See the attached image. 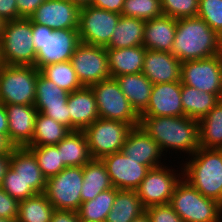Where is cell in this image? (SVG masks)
Returning a JSON list of instances; mask_svg holds the SVG:
<instances>
[{
    "instance_id": "cell-19",
    "label": "cell",
    "mask_w": 222,
    "mask_h": 222,
    "mask_svg": "<svg viewBox=\"0 0 222 222\" xmlns=\"http://www.w3.org/2000/svg\"><path fill=\"white\" fill-rule=\"evenodd\" d=\"M8 119V139L14 147H27L35 130L38 114L33 105H5Z\"/></svg>"
},
{
    "instance_id": "cell-14",
    "label": "cell",
    "mask_w": 222,
    "mask_h": 222,
    "mask_svg": "<svg viewBox=\"0 0 222 222\" xmlns=\"http://www.w3.org/2000/svg\"><path fill=\"white\" fill-rule=\"evenodd\" d=\"M70 62L82 86L90 87L111 77L105 47L80 43Z\"/></svg>"
},
{
    "instance_id": "cell-37",
    "label": "cell",
    "mask_w": 222,
    "mask_h": 222,
    "mask_svg": "<svg viewBox=\"0 0 222 222\" xmlns=\"http://www.w3.org/2000/svg\"><path fill=\"white\" fill-rule=\"evenodd\" d=\"M35 155L44 177L49 179L66 166L61 162V156L56 145L53 146H27Z\"/></svg>"
},
{
    "instance_id": "cell-28",
    "label": "cell",
    "mask_w": 222,
    "mask_h": 222,
    "mask_svg": "<svg viewBox=\"0 0 222 222\" xmlns=\"http://www.w3.org/2000/svg\"><path fill=\"white\" fill-rule=\"evenodd\" d=\"M112 187L102 159H91L83 166L82 202L93 200L99 193Z\"/></svg>"
},
{
    "instance_id": "cell-50",
    "label": "cell",
    "mask_w": 222,
    "mask_h": 222,
    "mask_svg": "<svg viewBox=\"0 0 222 222\" xmlns=\"http://www.w3.org/2000/svg\"><path fill=\"white\" fill-rule=\"evenodd\" d=\"M13 148L14 146L10 143L9 139L5 135L0 134V154L12 152Z\"/></svg>"
},
{
    "instance_id": "cell-2",
    "label": "cell",
    "mask_w": 222,
    "mask_h": 222,
    "mask_svg": "<svg viewBox=\"0 0 222 222\" xmlns=\"http://www.w3.org/2000/svg\"><path fill=\"white\" fill-rule=\"evenodd\" d=\"M171 53L181 63L210 58L222 53V37L198 16L180 18Z\"/></svg>"
},
{
    "instance_id": "cell-52",
    "label": "cell",
    "mask_w": 222,
    "mask_h": 222,
    "mask_svg": "<svg viewBox=\"0 0 222 222\" xmlns=\"http://www.w3.org/2000/svg\"><path fill=\"white\" fill-rule=\"evenodd\" d=\"M131 222H151L147 212H144L140 216L136 217Z\"/></svg>"
},
{
    "instance_id": "cell-49",
    "label": "cell",
    "mask_w": 222,
    "mask_h": 222,
    "mask_svg": "<svg viewBox=\"0 0 222 222\" xmlns=\"http://www.w3.org/2000/svg\"><path fill=\"white\" fill-rule=\"evenodd\" d=\"M0 134L8 138V119L5 110V105L0 103Z\"/></svg>"
},
{
    "instance_id": "cell-17",
    "label": "cell",
    "mask_w": 222,
    "mask_h": 222,
    "mask_svg": "<svg viewBox=\"0 0 222 222\" xmlns=\"http://www.w3.org/2000/svg\"><path fill=\"white\" fill-rule=\"evenodd\" d=\"M79 12L80 7L69 0H45L29 19L54 31L78 29Z\"/></svg>"
},
{
    "instance_id": "cell-54",
    "label": "cell",
    "mask_w": 222,
    "mask_h": 222,
    "mask_svg": "<svg viewBox=\"0 0 222 222\" xmlns=\"http://www.w3.org/2000/svg\"><path fill=\"white\" fill-rule=\"evenodd\" d=\"M4 23H5V21L0 17V36H1V33H2Z\"/></svg>"
},
{
    "instance_id": "cell-33",
    "label": "cell",
    "mask_w": 222,
    "mask_h": 222,
    "mask_svg": "<svg viewBox=\"0 0 222 222\" xmlns=\"http://www.w3.org/2000/svg\"><path fill=\"white\" fill-rule=\"evenodd\" d=\"M200 147L222 149V99L199 120Z\"/></svg>"
},
{
    "instance_id": "cell-12",
    "label": "cell",
    "mask_w": 222,
    "mask_h": 222,
    "mask_svg": "<svg viewBox=\"0 0 222 222\" xmlns=\"http://www.w3.org/2000/svg\"><path fill=\"white\" fill-rule=\"evenodd\" d=\"M121 14L94 6H84L79 12L78 34L81 43L106 47Z\"/></svg>"
},
{
    "instance_id": "cell-31",
    "label": "cell",
    "mask_w": 222,
    "mask_h": 222,
    "mask_svg": "<svg viewBox=\"0 0 222 222\" xmlns=\"http://www.w3.org/2000/svg\"><path fill=\"white\" fill-rule=\"evenodd\" d=\"M146 212L136 191L117 189L111 211L105 222H131Z\"/></svg>"
},
{
    "instance_id": "cell-21",
    "label": "cell",
    "mask_w": 222,
    "mask_h": 222,
    "mask_svg": "<svg viewBox=\"0 0 222 222\" xmlns=\"http://www.w3.org/2000/svg\"><path fill=\"white\" fill-rule=\"evenodd\" d=\"M142 73L153 85L181 81V62L170 52L146 49Z\"/></svg>"
},
{
    "instance_id": "cell-42",
    "label": "cell",
    "mask_w": 222,
    "mask_h": 222,
    "mask_svg": "<svg viewBox=\"0 0 222 222\" xmlns=\"http://www.w3.org/2000/svg\"><path fill=\"white\" fill-rule=\"evenodd\" d=\"M146 212L151 222H184L170 204L151 206Z\"/></svg>"
},
{
    "instance_id": "cell-39",
    "label": "cell",
    "mask_w": 222,
    "mask_h": 222,
    "mask_svg": "<svg viewBox=\"0 0 222 222\" xmlns=\"http://www.w3.org/2000/svg\"><path fill=\"white\" fill-rule=\"evenodd\" d=\"M1 188L19 202L37 195L11 167L6 172Z\"/></svg>"
},
{
    "instance_id": "cell-24",
    "label": "cell",
    "mask_w": 222,
    "mask_h": 222,
    "mask_svg": "<svg viewBox=\"0 0 222 222\" xmlns=\"http://www.w3.org/2000/svg\"><path fill=\"white\" fill-rule=\"evenodd\" d=\"M10 167L37 193H44L47 179L44 177L37 159L27 147L12 149Z\"/></svg>"
},
{
    "instance_id": "cell-1",
    "label": "cell",
    "mask_w": 222,
    "mask_h": 222,
    "mask_svg": "<svg viewBox=\"0 0 222 222\" xmlns=\"http://www.w3.org/2000/svg\"><path fill=\"white\" fill-rule=\"evenodd\" d=\"M139 126L159 144L165 155L172 149L171 155L174 151L190 157L200 148L199 121L196 119L187 116L140 117Z\"/></svg>"
},
{
    "instance_id": "cell-48",
    "label": "cell",
    "mask_w": 222,
    "mask_h": 222,
    "mask_svg": "<svg viewBox=\"0 0 222 222\" xmlns=\"http://www.w3.org/2000/svg\"><path fill=\"white\" fill-rule=\"evenodd\" d=\"M11 155L12 152L0 154V186L2 185L6 172L10 167Z\"/></svg>"
},
{
    "instance_id": "cell-41",
    "label": "cell",
    "mask_w": 222,
    "mask_h": 222,
    "mask_svg": "<svg viewBox=\"0 0 222 222\" xmlns=\"http://www.w3.org/2000/svg\"><path fill=\"white\" fill-rule=\"evenodd\" d=\"M197 16L222 37V0H199Z\"/></svg>"
},
{
    "instance_id": "cell-53",
    "label": "cell",
    "mask_w": 222,
    "mask_h": 222,
    "mask_svg": "<svg viewBox=\"0 0 222 222\" xmlns=\"http://www.w3.org/2000/svg\"><path fill=\"white\" fill-rule=\"evenodd\" d=\"M0 222H17V219H7L0 217Z\"/></svg>"
},
{
    "instance_id": "cell-29",
    "label": "cell",
    "mask_w": 222,
    "mask_h": 222,
    "mask_svg": "<svg viewBox=\"0 0 222 222\" xmlns=\"http://www.w3.org/2000/svg\"><path fill=\"white\" fill-rule=\"evenodd\" d=\"M145 21L121 15L105 48L121 49L143 45Z\"/></svg>"
},
{
    "instance_id": "cell-18",
    "label": "cell",
    "mask_w": 222,
    "mask_h": 222,
    "mask_svg": "<svg viewBox=\"0 0 222 222\" xmlns=\"http://www.w3.org/2000/svg\"><path fill=\"white\" fill-rule=\"evenodd\" d=\"M181 81L154 84L146 110L140 117L185 116L181 102Z\"/></svg>"
},
{
    "instance_id": "cell-27",
    "label": "cell",
    "mask_w": 222,
    "mask_h": 222,
    "mask_svg": "<svg viewBox=\"0 0 222 222\" xmlns=\"http://www.w3.org/2000/svg\"><path fill=\"white\" fill-rule=\"evenodd\" d=\"M56 146L61 156V162L66 167H83L92 159L83 130L71 131Z\"/></svg>"
},
{
    "instance_id": "cell-26",
    "label": "cell",
    "mask_w": 222,
    "mask_h": 222,
    "mask_svg": "<svg viewBox=\"0 0 222 222\" xmlns=\"http://www.w3.org/2000/svg\"><path fill=\"white\" fill-rule=\"evenodd\" d=\"M122 93L140 116L147 108L153 83L143 74H125L115 77Z\"/></svg>"
},
{
    "instance_id": "cell-45",
    "label": "cell",
    "mask_w": 222,
    "mask_h": 222,
    "mask_svg": "<svg viewBox=\"0 0 222 222\" xmlns=\"http://www.w3.org/2000/svg\"><path fill=\"white\" fill-rule=\"evenodd\" d=\"M45 0H16L19 18H30Z\"/></svg>"
},
{
    "instance_id": "cell-20",
    "label": "cell",
    "mask_w": 222,
    "mask_h": 222,
    "mask_svg": "<svg viewBox=\"0 0 222 222\" xmlns=\"http://www.w3.org/2000/svg\"><path fill=\"white\" fill-rule=\"evenodd\" d=\"M122 152L140 165L150 168L164 165L161 162L162 152L159 144L153 140L140 126L133 127L127 135Z\"/></svg>"
},
{
    "instance_id": "cell-6",
    "label": "cell",
    "mask_w": 222,
    "mask_h": 222,
    "mask_svg": "<svg viewBox=\"0 0 222 222\" xmlns=\"http://www.w3.org/2000/svg\"><path fill=\"white\" fill-rule=\"evenodd\" d=\"M169 204L184 222L222 221V204L203 196L183 178L176 184Z\"/></svg>"
},
{
    "instance_id": "cell-35",
    "label": "cell",
    "mask_w": 222,
    "mask_h": 222,
    "mask_svg": "<svg viewBox=\"0 0 222 222\" xmlns=\"http://www.w3.org/2000/svg\"><path fill=\"white\" fill-rule=\"evenodd\" d=\"M54 210L43 193L37 194L19 202L17 222H50Z\"/></svg>"
},
{
    "instance_id": "cell-38",
    "label": "cell",
    "mask_w": 222,
    "mask_h": 222,
    "mask_svg": "<svg viewBox=\"0 0 222 222\" xmlns=\"http://www.w3.org/2000/svg\"><path fill=\"white\" fill-rule=\"evenodd\" d=\"M121 15L144 21L163 15L161 0H124Z\"/></svg>"
},
{
    "instance_id": "cell-15",
    "label": "cell",
    "mask_w": 222,
    "mask_h": 222,
    "mask_svg": "<svg viewBox=\"0 0 222 222\" xmlns=\"http://www.w3.org/2000/svg\"><path fill=\"white\" fill-rule=\"evenodd\" d=\"M69 93L44 77L40 71L36 80L35 108L70 129V115L67 107Z\"/></svg>"
},
{
    "instance_id": "cell-32",
    "label": "cell",
    "mask_w": 222,
    "mask_h": 222,
    "mask_svg": "<svg viewBox=\"0 0 222 222\" xmlns=\"http://www.w3.org/2000/svg\"><path fill=\"white\" fill-rule=\"evenodd\" d=\"M71 130L50 117L38 112L35 130L28 146H53L61 142Z\"/></svg>"
},
{
    "instance_id": "cell-25",
    "label": "cell",
    "mask_w": 222,
    "mask_h": 222,
    "mask_svg": "<svg viewBox=\"0 0 222 222\" xmlns=\"http://www.w3.org/2000/svg\"><path fill=\"white\" fill-rule=\"evenodd\" d=\"M110 76L142 73L146 48L143 45L129 48H106Z\"/></svg>"
},
{
    "instance_id": "cell-16",
    "label": "cell",
    "mask_w": 222,
    "mask_h": 222,
    "mask_svg": "<svg viewBox=\"0 0 222 222\" xmlns=\"http://www.w3.org/2000/svg\"><path fill=\"white\" fill-rule=\"evenodd\" d=\"M102 161L107 168L112 186L121 190L135 191L151 169L149 166L140 165L122 151L106 155Z\"/></svg>"
},
{
    "instance_id": "cell-5",
    "label": "cell",
    "mask_w": 222,
    "mask_h": 222,
    "mask_svg": "<svg viewBox=\"0 0 222 222\" xmlns=\"http://www.w3.org/2000/svg\"><path fill=\"white\" fill-rule=\"evenodd\" d=\"M32 22L19 18L4 23L0 36V60L5 65L35 66Z\"/></svg>"
},
{
    "instance_id": "cell-10",
    "label": "cell",
    "mask_w": 222,
    "mask_h": 222,
    "mask_svg": "<svg viewBox=\"0 0 222 222\" xmlns=\"http://www.w3.org/2000/svg\"><path fill=\"white\" fill-rule=\"evenodd\" d=\"M133 127L126 123L98 118L83 131L86 135L92 159L122 151L127 135Z\"/></svg>"
},
{
    "instance_id": "cell-7",
    "label": "cell",
    "mask_w": 222,
    "mask_h": 222,
    "mask_svg": "<svg viewBox=\"0 0 222 222\" xmlns=\"http://www.w3.org/2000/svg\"><path fill=\"white\" fill-rule=\"evenodd\" d=\"M36 66L0 65V103L33 105L36 96Z\"/></svg>"
},
{
    "instance_id": "cell-22",
    "label": "cell",
    "mask_w": 222,
    "mask_h": 222,
    "mask_svg": "<svg viewBox=\"0 0 222 222\" xmlns=\"http://www.w3.org/2000/svg\"><path fill=\"white\" fill-rule=\"evenodd\" d=\"M67 107L71 131L84 130L99 118L95 95L91 87L83 86L69 93Z\"/></svg>"
},
{
    "instance_id": "cell-46",
    "label": "cell",
    "mask_w": 222,
    "mask_h": 222,
    "mask_svg": "<svg viewBox=\"0 0 222 222\" xmlns=\"http://www.w3.org/2000/svg\"><path fill=\"white\" fill-rule=\"evenodd\" d=\"M124 0H93L91 6L121 14Z\"/></svg>"
},
{
    "instance_id": "cell-13",
    "label": "cell",
    "mask_w": 222,
    "mask_h": 222,
    "mask_svg": "<svg viewBox=\"0 0 222 222\" xmlns=\"http://www.w3.org/2000/svg\"><path fill=\"white\" fill-rule=\"evenodd\" d=\"M181 83L222 99V53L181 63Z\"/></svg>"
},
{
    "instance_id": "cell-4",
    "label": "cell",
    "mask_w": 222,
    "mask_h": 222,
    "mask_svg": "<svg viewBox=\"0 0 222 222\" xmlns=\"http://www.w3.org/2000/svg\"><path fill=\"white\" fill-rule=\"evenodd\" d=\"M32 40L37 52L35 66L38 69L48 64L70 61L81 43L78 29L54 31L37 23H32Z\"/></svg>"
},
{
    "instance_id": "cell-11",
    "label": "cell",
    "mask_w": 222,
    "mask_h": 222,
    "mask_svg": "<svg viewBox=\"0 0 222 222\" xmlns=\"http://www.w3.org/2000/svg\"><path fill=\"white\" fill-rule=\"evenodd\" d=\"M178 168L179 171L164 164L147 172L135 190L145 208L170 203L174 188L182 178V166Z\"/></svg>"
},
{
    "instance_id": "cell-9",
    "label": "cell",
    "mask_w": 222,
    "mask_h": 222,
    "mask_svg": "<svg viewBox=\"0 0 222 222\" xmlns=\"http://www.w3.org/2000/svg\"><path fill=\"white\" fill-rule=\"evenodd\" d=\"M83 167H66L47 179L44 195L56 210L77 211L82 203Z\"/></svg>"
},
{
    "instance_id": "cell-40",
    "label": "cell",
    "mask_w": 222,
    "mask_h": 222,
    "mask_svg": "<svg viewBox=\"0 0 222 222\" xmlns=\"http://www.w3.org/2000/svg\"><path fill=\"white\" fill-rule=\"evenodd\" d=\"M163 15L180 19L196 17L199 11V0H161Z\"/></svg>"
},
{
    "instance_id": "cell-3",
    "label": "cell",
    "mask_w": 222,
    "mask_h": 222,
    "mask_svg": "<svg viewBox=\"0 0 222 222\" xmlns=\"http://www.w3.org/2000/svg\"><path fill=\"white\" fill-rule=\"evenodd\" d=\"M190 157L180 164L182 178L203 196L222 204V149L200 147Z\"/></svg>"
},
{
    "instance_id": "cell-43",
    "label": "cell",
    "mask_w": 222,
    "mask_h": 222,
    "mask_svg": "<svg viewBox=\"0 0 222 222\" xmlns=\"http://www.w3.org/2000/svg\"><path fill=\"white\" fill-rule=\"evenodd\" d=\"M19 201L11 197L0 186V217L17 219Z\"/></svg>"
},
{
    "instance_id": "cell-34",
    "label": "cell",
    "mask_w": 222,
    "mask_h": 222,
    "mask_svg": "<svg viewBox=\"0 0 222 222\" xmlns=\"http://www.w3.org/2000/svg\"><path fill=\"white\" fill-rule=\"evenodd\" d=\"M117 188L99 193L93 200L82 202L77 213L81 222H105L112 209Z\"/></svg>"
},
{
    "instance_id": "cell-51",
    "label": "cell",
    "mask_w": 222,
    "mask_h": 222,
    "mask_svg": "<svg viewBox=\"0 0 222 222\" xmlns=\"http://www.w3.org/2000/svg\"><path fill=\"white\" fill-rule=\"evenodd\" d=\"M71 3L76 4L77 6L84 7L91 5L93 0H69Z\"/></svg>"
},
{
    "instance_id": "cell-30",
    "label": "cell",
    "mask_w": 222,
    "mask_h": 222,
    "mask_svg": "<svg viewBox=\"0 0 222 222\" xmlns=\"http://www.w3.org/2000/svg\"><path fill=\"white\" fill-rule=\"evenodd\" d=\"M221 99L216 94L199 91L198 89L181 85V102L185 116L200 120L206 116Z\"/></svg>"
},
{
    "instance_id": "cell-47",
    "label": "cell",
    "mask_w": 222,
    "mask_h": 222,
    "mask_svg": "<svg viewBox=\"0 0 222 222\" xmlns=\"http://www.w3.org/2000/svg\"><path fill=\"white\" fill-rule=\"evenodd\" d=\"M50 222H81L77 211L54 210Z\"/></svg>"
},
{
    "instance_id": "cell-44",
    "label": "cell",
    "mask_w": 222,
    "mask_h": 222,
    "mask_svg": "<svg viewBox=\"0 0 222 222\" xmlns=\"http://www.w3.org/2000/svg\"><path fill=\"white\" fill-rule=\"evenodd\" d=\"M0 17L5 22L19 19L16 0H0Z\"/></svg>"
},
{
    "instance_id": "cell-36",
    "label": "cell",
    "mask_w": 222,
    "mask_h": 222,
    "mask_svg": "<svg viewBox=\"0 0 222 222\" xmlns=\"http://www.w3.org/2000/svg\"><path fill=\"white\" fill-rule=\"evenodd\" d=\"M39 71L44 77L68 93L83 87L70 61L48 64L41 67Z\"/></svg>"
},
{
    "instance_id": "cell-23",
    "label": "cell",
    "mask_w": 222,
    "mask_h": 222,
    "mask_svg": "<svg viewBox=\"0 0 222 222\" xmlns=\"http://www.w3.org/2000/svg\"><path fill=\"white\" fill-rule=\"evenodd\" d=\"M176 28L177 19L166 15L145 21L143 46L147 50L171 53Z\"/></svg>"
},
{
    "instance_id": "cell-8",
    "label": "cell",
    "mask_w": 222,
    "mask_h": 222,
    "mask_svg": "<svg viewBox=\"0 0 222 222\" xmlns=\"http://www.w3.org/2000/svg\"><path fill=\"white\" fill-rule=\"evenodd\" d=\"M90 87L95 95L100 118L126 122L132 127L139 126L140 116L122 93L115 78L110 77Z\"/></svg>"
}]
</instances>
